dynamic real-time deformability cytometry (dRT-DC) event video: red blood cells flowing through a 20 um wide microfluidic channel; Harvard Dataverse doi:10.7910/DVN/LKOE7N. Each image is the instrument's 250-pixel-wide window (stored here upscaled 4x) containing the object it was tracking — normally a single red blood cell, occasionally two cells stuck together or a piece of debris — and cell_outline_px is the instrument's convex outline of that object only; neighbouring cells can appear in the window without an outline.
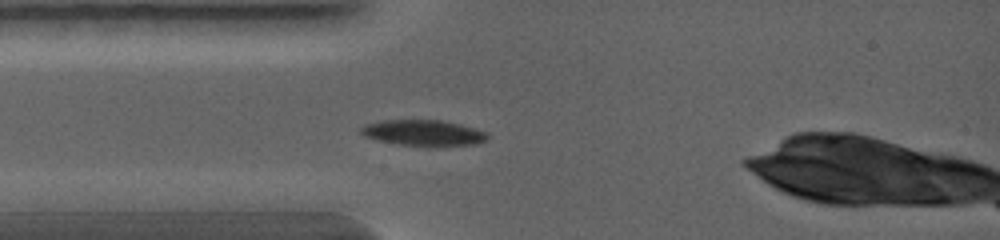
{"species": "common noctule bat (a hibernating species)", "species_latin": "Nyctalus noctula", "temperature_condition": "warm", "stored_images_in_passage": 1, "camera_frame_rate_fps": 5000, "um_per_image_px": 0.085, "animal": {"sex": "female", "body_mass_g": 19.0, "forearm_length_mm": 56.7}, "frame": {"image": 1, "passage_image": 1, "time_ms": 0.0, "image_size_px": [1000, 240], "cell_outline_px": [[488, 140], [476, 144], [436, 148], [400, 144], [380, 140], [364, 136], [360, 132], [360, 128], [364, 124], [380, 120], [444, 120], [460, 124], [488, 132]], "centroid_in_image_um": [36.05, 11.31], "position_along_channel_um": 49.0, "area_um2": 19.59}}